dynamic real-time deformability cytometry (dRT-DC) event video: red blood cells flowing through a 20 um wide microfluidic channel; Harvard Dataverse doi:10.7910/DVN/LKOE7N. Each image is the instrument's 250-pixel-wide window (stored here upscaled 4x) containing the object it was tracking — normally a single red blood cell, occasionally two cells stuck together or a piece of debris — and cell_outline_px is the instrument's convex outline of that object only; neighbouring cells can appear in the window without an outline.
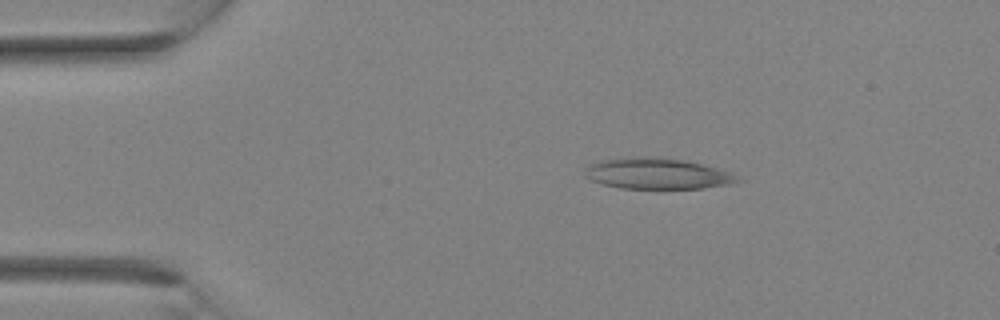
{"species": "Egyptian fruit bat (a non-hibernating species)", "species_latin": "Rousettus aegyptiacus", "temperature_condition": "room temperature", "stored_images_in_passage": 3, "camera_frame_rate_fps": 3000, "um_per_image_px": 0.085, "animal": {"sex": "female"}, "frame": {"image": 1, "passage_image": 2, "time_ms": 0.333, "image_size_px": [1000, 320], "cell_outline_px": [[744, 180], [728, 184], [704, 188], [620, 188], [604, 184], [592, 180], [584, 176], [584, 172], [588, 164], [600, 160], [628, 156], [648, 156], [680, 160], [700, 164], [732, 172]], "centroid_in_image_um": [55.83, 14.75], "position_along_channel_um": 29.2, "area_um2": 27.51}}